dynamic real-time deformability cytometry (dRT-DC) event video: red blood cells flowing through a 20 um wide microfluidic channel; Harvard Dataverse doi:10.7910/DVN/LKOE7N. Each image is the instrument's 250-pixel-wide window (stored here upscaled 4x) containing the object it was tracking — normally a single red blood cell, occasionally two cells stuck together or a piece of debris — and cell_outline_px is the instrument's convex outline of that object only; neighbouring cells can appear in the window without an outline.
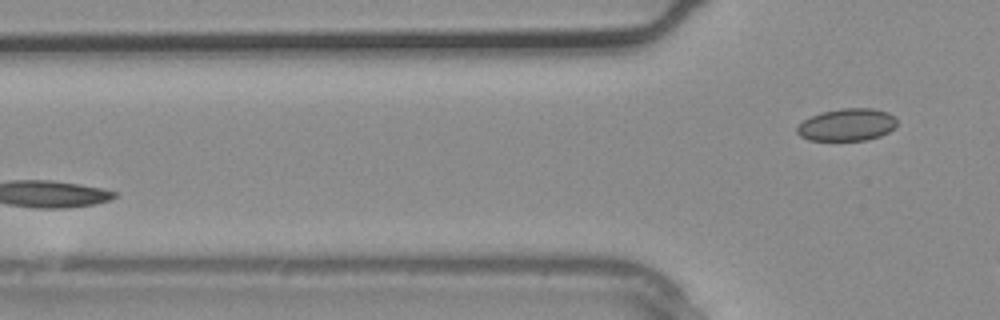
{"species": "common noctule bat (a hibernating species)", "species_latin": "Nyctalus noctula", "temperature_condition": "warm", "stored_images_in_passage": 3, "camera_frame_rate_fps": 3000, "um_per_image_px": 0.085, "animal": {"sex": "male", "body_mass_g": 20.4}, "frame": {"image": 1, "passage_image": 3, "time_ms": 0.667, "image_size_px": [1000, 320], "cell_outline_px": [[896, 124], [888, 132], [880, 136], [868, 140], [808, 140], [800, 136], [796, 132], [796, 128], [804, 120], [820, 112], [840, 108], [872, 108], [888, 112], [896, 116]], "centroid_in_image_um": [72.0, 10.6], "position_along_channel_um": 53.8, "area_um2": 18.9}}